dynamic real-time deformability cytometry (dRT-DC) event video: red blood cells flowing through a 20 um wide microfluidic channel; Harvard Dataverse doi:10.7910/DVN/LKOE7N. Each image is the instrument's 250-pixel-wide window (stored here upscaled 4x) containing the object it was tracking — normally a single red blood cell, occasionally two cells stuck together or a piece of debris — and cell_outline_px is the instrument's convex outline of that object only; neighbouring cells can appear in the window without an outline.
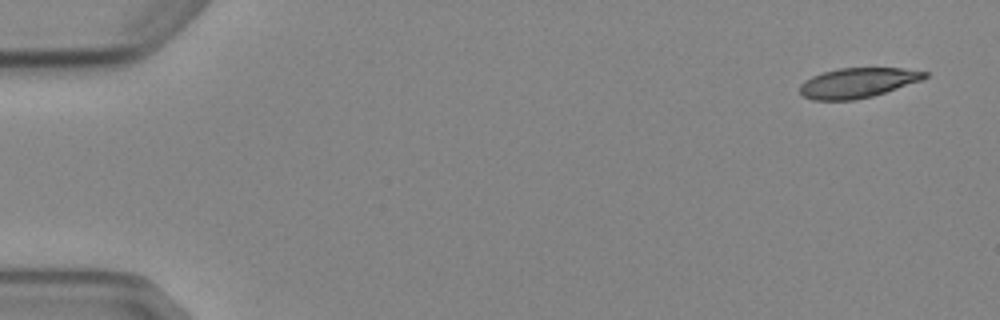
{"species": "Egyptian fruit bat (a non-hibernating species)", "species_latin": "Rousettus aegyptiacus", "temperature_condition": "cold", "stored_images_in_passage": 6, "camera_frame_rate_fps": 3000, "um_per_image_px": 0.085, "animal": {"sex": "female"}, "frame": {"image": 1, "passage_image": 1, "time_ms": 0.0, "image_size_px": [1000, 320], "cell_outline_px": [[928, 76], [920, 80], [872, 96], [856, 100], [812, 100], [804, 96], [800, 92], [800, 84], [812, 76], [824, 72], [840, 68], [900, 68], [928, 72]], "centroid_in_image_um": [72.87, 7.04], "position_along_channel_um": 12.1, "area_um2": 21.44}}
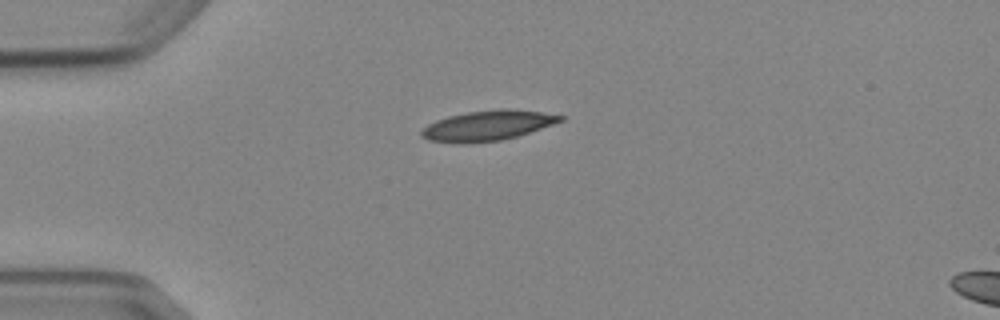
{"frame": {"image": 2, "passage_image": 4, "time_ms": 3.667, "image_size_px": [1000, 320], "cell_outline_px": [[564, 120], [516, 136], [500, 140], [428, 140], [420, 136], [420, 132], [428, 124], [436, 120], [448, 116], [468, 112], [500, 108], [508, 108], [540, 112], [564, 116]], "centroid_in_image_um": [41.48, 10.61], "position_along_channel_um": 43.5, "area_um2": 23.12}}
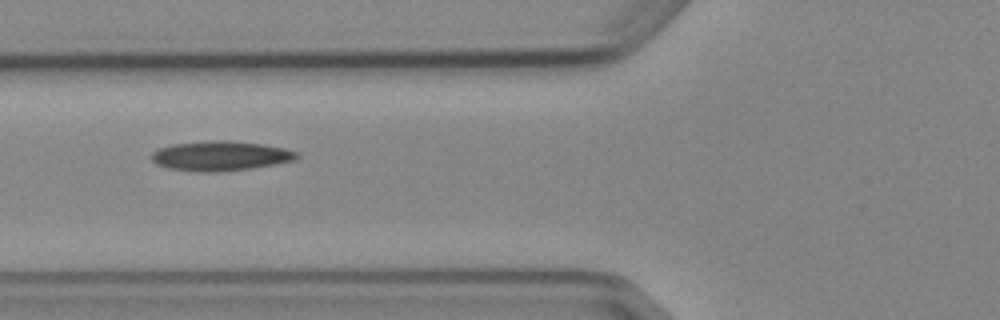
{"frame": {"image": 3, "passage_image": 6, "time_ms": 6.0, "image_size_px": [1000, 320], "cell_outline_px": [[300, 156], [296, 160], [276, 164], [252, 168], [220, 172], [200, 172], [168, 168], [156, 164], [152, 160], [152, 152], [160, 148], [172, 144], [216, 140], [228, 140], [260, 144], [284, 148], [296, 152]], "centroid_in_image_um": [18.75, 13.26], "position_along_channel_um": 107.1, "area_um2": 25.09}}